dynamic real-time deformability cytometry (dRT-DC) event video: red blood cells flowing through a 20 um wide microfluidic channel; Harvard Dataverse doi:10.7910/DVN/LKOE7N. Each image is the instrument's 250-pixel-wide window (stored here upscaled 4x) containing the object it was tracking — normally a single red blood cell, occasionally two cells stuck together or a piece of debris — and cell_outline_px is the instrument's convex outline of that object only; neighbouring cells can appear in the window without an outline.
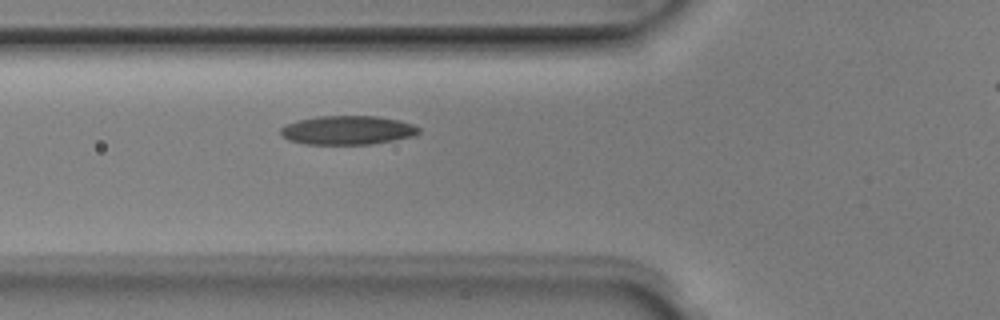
{"species": "Egyptian fruit bat (a non-hibernating species)", "species_latin": "Rousettus aegyptiacus", "temperature_condition": "room temperature", "stored_images_in_passage": 3, "segment_of_instrument_passage": [1, 2], "camera_frame_rate_fps": 3000, "um_per_image_px": 0.085, "animal": {"sex": "male"}, "frame": {"image": 1, "passage_image": 2, "time_ms": 0.333, "image_size_px": [1000, 320], "cell_outline_px": [[420, 132], [412, 136], [372, 144], [304, 144], [288, 140], [280, 136], [280, 128], [296, 120], [316, 116], [376, 116], [400, 120], [412, 124], [420, 128]], "centroid_in_image_um": [29.5, 11.06], "position_along_channel_um": 96.3, "area_um2": 23.35}}